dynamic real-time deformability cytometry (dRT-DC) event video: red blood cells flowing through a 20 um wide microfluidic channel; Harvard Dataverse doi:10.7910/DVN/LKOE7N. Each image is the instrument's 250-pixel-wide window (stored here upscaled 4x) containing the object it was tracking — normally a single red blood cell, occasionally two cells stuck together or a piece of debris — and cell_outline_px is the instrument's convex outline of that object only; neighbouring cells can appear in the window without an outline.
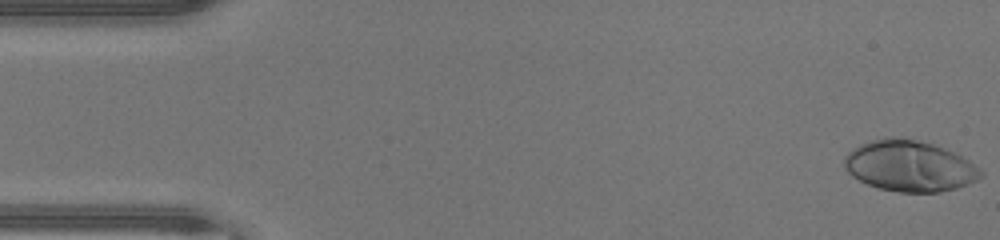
{"species": "human", "species_latin": "Homo sapiens", "temperature_condition": "warm", "stored_images_in_passage": 47, "camera_frame_rate_fps": 3000, "um_per_image_px": 0.085, "donor": {"sex": "male"}, "frame": {"image": 1, "passage_image": 1, "time_ms": 0.0, "image_size_px": [1000, 240], "cell_outline_px": [[984, 176], [976, 180], [956, 188], [936, 192], [900, 192], [880, 188], [868, 184], [852, 176], [844, 168], [844, 156], [852, 148], [860, 144], [884, 136], [900, 136], [932, 144], [944, 148], [968, 160], [980, 168], [984, 172]], "centroid_in_image_um": [77.28, 14.09], "position_along_channel_um": 7.7, "area_um2": 40.52}}
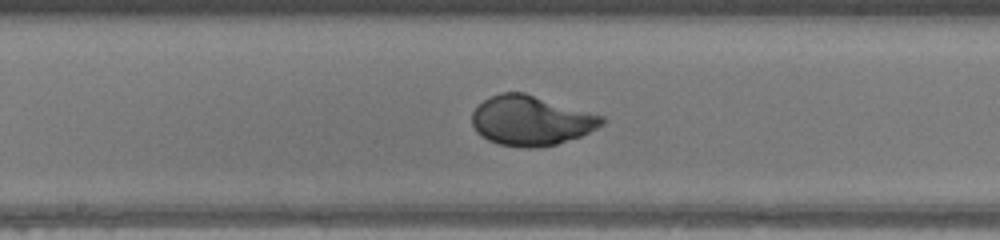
{"frame": {"image": 2, "passage_image": 24, "time_ms": 7.667, "image_size_px": [1000, 240], "cell_outline_px": [[608, 120], [604, 124], [580, 136], [556, 144], [532, 148], [524, 148], [500, 144], [488, 140], [476, 132], [472, 124], [472, 112], [484, 100], [500, 92], [524, 92], [604, 116]], "centroid_in_image_um": [45.14, 10.24], "position_along_channel_um": 203.1, "area_um2": 37.57}}
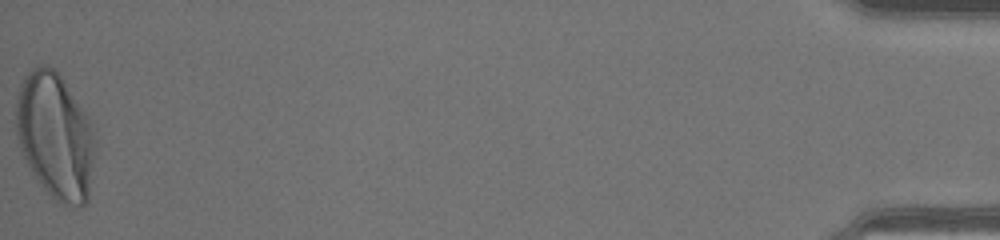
{"frame": {"image": 3, "passage_image": 47, "time_ms": 15.333, "image_size_px": [1000, 240], "cell_outline_px": [[96, 144], [88, 200], [80, 208], [60, 204], [40, 184], [32, 172], [20, 148], [16, 132], [16, 100], [20, 84], [24, 76], [32, 68], [40, 64], [44, 64], [56, 68], [92, 124], [96, 140]], "centroid_in_image_um": [4.7, 11.55], "position_along_channel_um": 430.5, "area_um2": 58.44}, "authors_computed_cell_mechanics": {"area_um2": 37.6856, "velocity_mm_per_s": 4.398, "shape_relaxation_time_tau1_ms": 2.768, "shape_relaxation_time_tau2_ms": null, "deformation_change_tau1": 0.2295, "deformation_change_tau2": null}}